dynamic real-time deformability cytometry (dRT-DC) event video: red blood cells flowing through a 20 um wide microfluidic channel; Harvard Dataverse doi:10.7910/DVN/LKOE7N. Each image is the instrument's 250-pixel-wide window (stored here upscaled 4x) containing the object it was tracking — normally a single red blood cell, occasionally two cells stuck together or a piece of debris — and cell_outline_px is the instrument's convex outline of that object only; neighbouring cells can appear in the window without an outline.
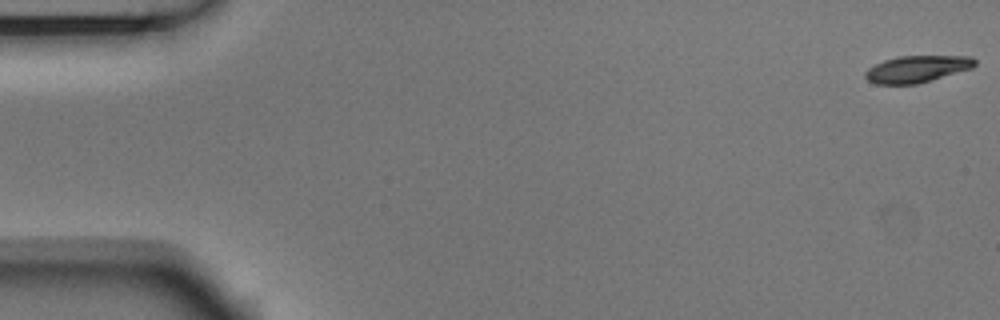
{"species": "Egyptian fruit bat (a non-hibernating species)", "species_latin": "Rousettus aegyptiacus", "temperature_condition": "room temperature", "stored_images_in_passage": 6, "segment_of_instrument_passage": [1, 2], "camera_frame_rate_fps": 3000, "um_per_image_px": 0.085, "animal": {"sex": "male"}, "frame": {"image": 1, "passage_image": 1, "time_ms": 0.0, "image_size_px": [1000, 320], "cell_outline_px": [[976, 64], [972, 68], [916, 84], [876, 84], [868, 80], [864, 76], [864, 72], [868, 68], [884, 60], [896, 56], [972, 56], [976, 60]], "centroid_in_image_um": [77.93, 5.85], "position_along_channel_um": 7.1, "area_um2": 17.05}}
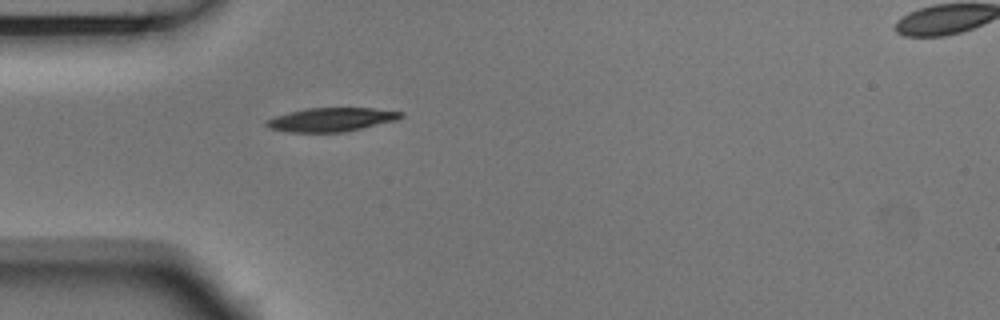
{"frame": {"image": 2, "passage_image": 5, "time_ms": 1.333, "image_size_px": [1000, 320], "cell_outline_px": [[404, 116], [396, 120], [344, 132], [288, 132], [268, 128], [264, 124], [268, 120], [276, 116], [288, 112], [304, 108], [372, 108], [404, 112]], "centroid_in_image_um": [28.15, 10.16], "position_along_channel_um": 56.8, "area_um2": 18.55}}